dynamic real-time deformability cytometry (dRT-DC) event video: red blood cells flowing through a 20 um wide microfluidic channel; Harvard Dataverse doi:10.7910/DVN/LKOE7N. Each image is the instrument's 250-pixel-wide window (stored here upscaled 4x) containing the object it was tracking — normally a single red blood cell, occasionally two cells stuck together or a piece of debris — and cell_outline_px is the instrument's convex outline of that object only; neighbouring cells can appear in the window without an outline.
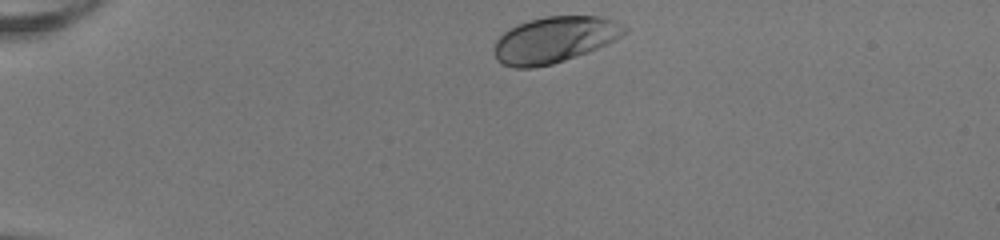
{"species": "human", "species_latin": "Homo sapiens", "temperature_condition": "room temperature", "stored_images_in_passage": 37, "camera_frame_rate_fps": 3000, "um_per_image_px": 0.085, "donor": {"sex": "female"}, "frame": {"image": 1, "passage_image": 1, "time_ms": 0.0, "image_size_px": [1000, 240], "cell_outline_px": [[628, 32], [608, 44], [588, 52], [552, 64], [532, 68], [512, 68], [500, 64], [496, 60], [496, 40], [504, 32], [516, 24], [528, 20], [544, 16], [604, 16], [616, 20], [624, 24], [628, 28]], "centroid_in_image_um": [47.17, 3.36], "position_along_channel_um": 37.8, "area_um2": 35.37}}
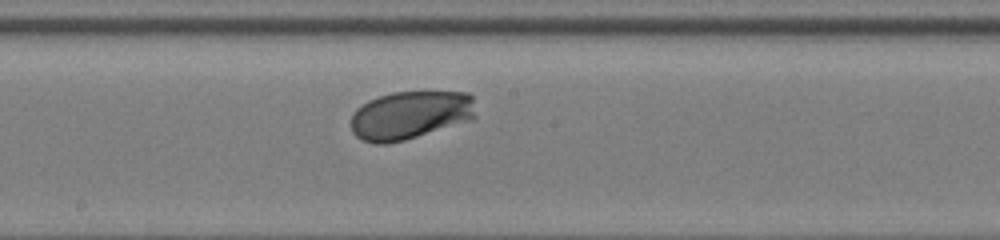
{"frame": {"image": 2, "passage_image": 19, "time_ms": 6.0, "image_size_px": [1000, 240], "cell_outline_px": [[476, 116], [472, 120], [404, 140], [388, 144], [376, 144], [364, 140], [356, 136], [352, 132], [352, 116], [356, 108], [368, 100], [392, 92], [468, 92], [472, 96]], "centroid_in_image_um": [34.88, 9.78], "position_along_channel_um": 213.3, "area_um2": 35.14}}
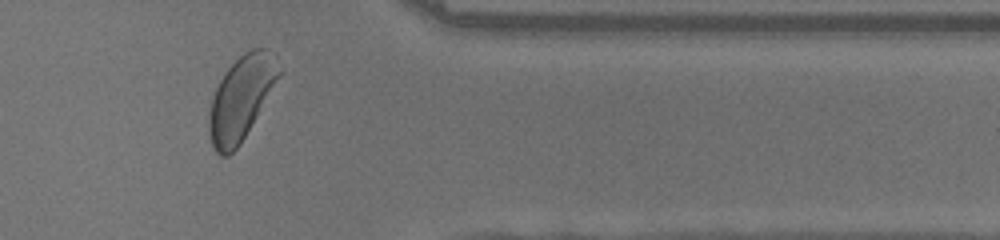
{"frame": {"image": 3, "passage_image": 33, "time_ms": 10.667, "image_size_px": [1000, 240], "cell_outline_px": [[280, 76], [240, 144], [228, 156], [220, 156], [216, 152], [212, 144], [208, 132], [208, 116], [212, 96], [224, 72], [244, 52], [252, 48], [268, 48], [276, 52], [280, 72]], "centroid_in_image_um": [20.49, 8.31], "position_along_channel_um": 390.9, "area_um2": 34.1}, "authors_computed_cell_mechanics": {"area_um2": 34.6222, "velocity_mm_per_s": 3.9802, "shape_relaxation_time_tau1_ms": 0.9666, "shape_relaxation_time_tau2_ms": 2.9134, "deformation_change_tau1": 0.0786, "deformation_change_tau2": 0.0809}}